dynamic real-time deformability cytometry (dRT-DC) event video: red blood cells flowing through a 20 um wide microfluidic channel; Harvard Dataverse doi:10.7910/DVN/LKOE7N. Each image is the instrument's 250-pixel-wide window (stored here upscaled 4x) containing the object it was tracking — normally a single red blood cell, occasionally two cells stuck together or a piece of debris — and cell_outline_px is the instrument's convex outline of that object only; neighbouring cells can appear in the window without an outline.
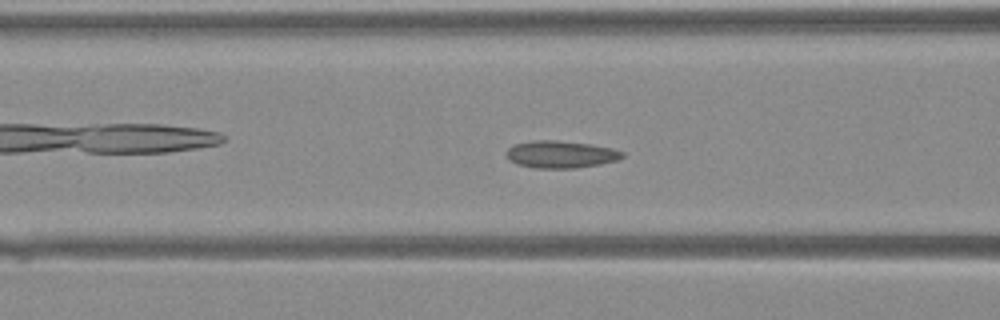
{"species": "Egyptian fruit bat (a non-hibernating species)", "species_latin": "Rousettus aegyptiacus", "temperature_condition": "warm", "stored_images_in_passage": 43, "camera_frame_rate_fps": 3000, "um_per_image_px": 0.085, "animal": {"sex": "female"}, "frame": {"image": 1, "passage_image": 17, "time_ms": 5.333, "image_size_px": [1000, 320], "cell_outline_px": [[624, 156], [616, 160], [600, 164], [576, 168], [536, 168], [516, 164], [508, 160], [504, 152], [512, 144], [532, 140], [556, 140], [588, 144], [612, 148], [624, 152]], "centroid_in_image_um": [47.59, 13.12], "position_along_channel_um": 119.0, "area_um2": 18.55}}
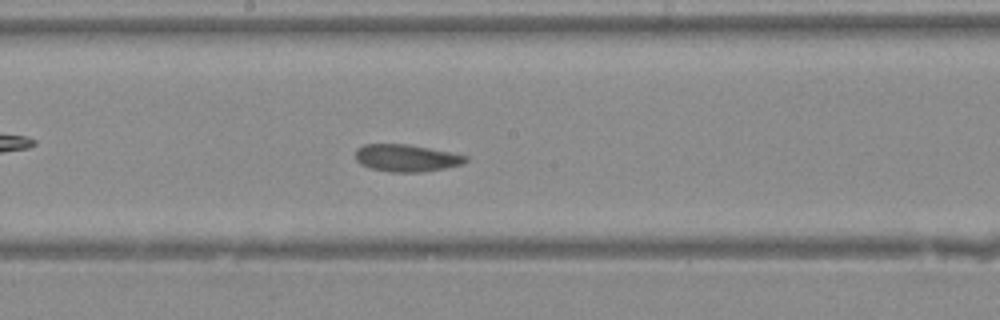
{"frame": {"image": 2, "passage_image": 23, "time_ms": 7.333, "image_size_px": [1000, 320], "cell_outline_px": [[468, 160], [464, 164], [444, 168], [420, 172], [392, 172], [372, 168], [360, 164], [356, 160], [356, 148], [364, 144], [408, 144], [468, 156]], "centroid_in_image_um": [34.53, 13.43], "position_along_channel_um": 213.7, "area_um2": 17.34}}
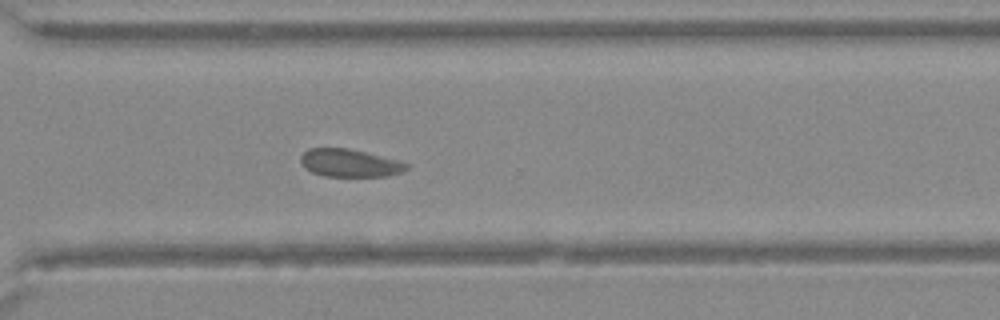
{"frame": {"image": 3, "passage_image": 31, "time_ms": 10.0, "image_size_px": [1000, 320], "cell_outline_px": [[408, 168], [404, 172], [388, 176], [324, 176], [312, 172], [304, 168], [300, 160], [300, 156], [308, 148], [348, 148], [400, 160], [408, 164]], "centroid_in_image_um": [29.74, 13.86], "position_along_channel_um": 340.9, "area_um2": 17.28}}